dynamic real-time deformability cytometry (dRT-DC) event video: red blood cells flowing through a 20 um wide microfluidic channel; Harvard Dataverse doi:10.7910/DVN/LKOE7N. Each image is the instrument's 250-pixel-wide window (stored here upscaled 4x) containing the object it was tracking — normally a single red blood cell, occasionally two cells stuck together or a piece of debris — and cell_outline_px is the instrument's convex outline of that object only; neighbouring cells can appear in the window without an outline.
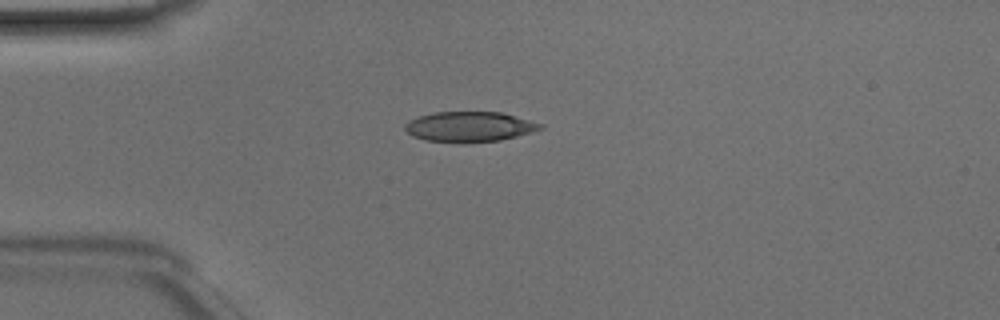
{"species": "Egyptian fruit bat (a non-hibernating species)", "species_latin": "Rousettus aegyptiacus", "temperature_condition": "room temperature", "stored_images_in_passage": 37, "camera_frame_rate_fps": 3000, "um_per_image_px": 0.085, "animal": {"sex": "male"}, "frame": {"image": 1, "passage_image": 1, "time_ms": 0.0, "image_size_px": [1000, 320], "cell_outline_px": [[544, 128], [516, 136], [500, 140], [424, 140], [412, 136], [404, 128], [404, 124], [408, 120], [420, 116], [436, 112], [500, 112], [544, 124]], "centroid_in_image_um": [39.9, 10.73], "position_along_channel_um": 45.1, "area_um2": 22.89}}
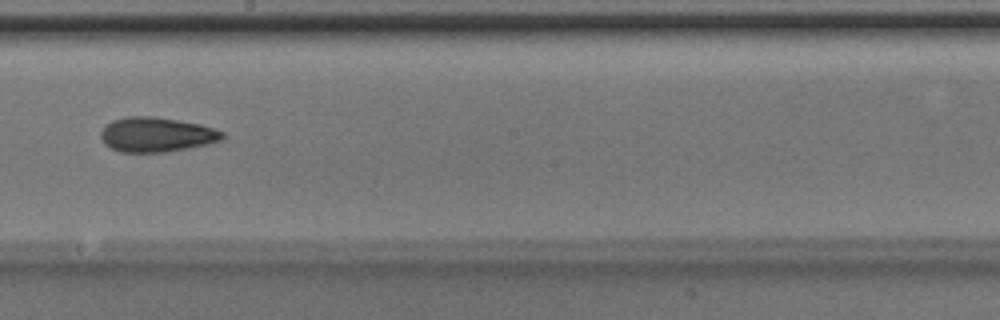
{"frame": {"image": 2, "passage_image": 16, "time_ms": 5.0, "image_size_px": [1000, 320], "cell_outline_px": [[224, 140], [208, 144], [168, 152], [120, 152], [104, 144], [100, 136], [100, 132], [112, 120], [128, 116], [152, 116], [200, 124], [224, 132]], "centroid_in_image_um": [13.31, 11.45], "position_along_channel_um": 234.9, "area_um2": 24.57}}
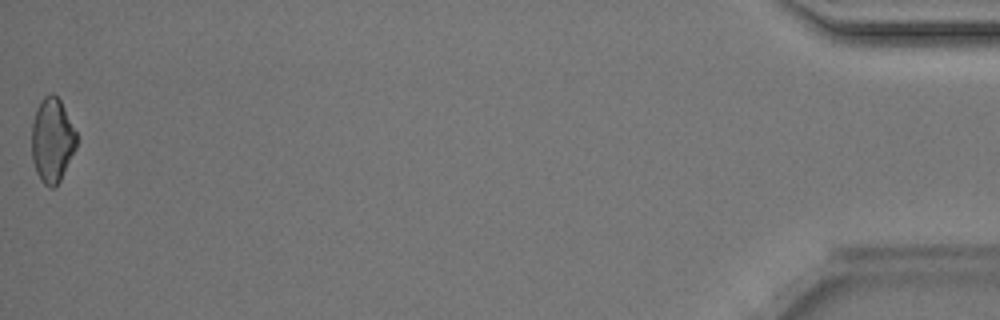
{"frame": {"image": 3, "passage_image": 37, "time_ms": 12.0, "image_size_px": [1000, 320], "cell_outline_px": [[76, 148], [60, 180], [52, 188], [48, 188], [40, 180], [36, 172], [32, 160], [32, 124], [36, 108], [40, 100], [44, 96], [52, 92], [60, 100], [76, 132]], "centroid_in_image_um": [4.41, 11.92], "position_along_channel_um": 430.8, "area_um2": 21.96}, "authors_computed_cell_mechanics": {"area_um2": 23.409, "velocity_mm_per_s": 4.1765, "shape_relaxation_time_tau1_ms": 6.6661, "shape_relaxation_time_tau2_ms": 3.4818, "deformation_change_tau1": 0.1472, "deformation_change_tau2": 0.114}}